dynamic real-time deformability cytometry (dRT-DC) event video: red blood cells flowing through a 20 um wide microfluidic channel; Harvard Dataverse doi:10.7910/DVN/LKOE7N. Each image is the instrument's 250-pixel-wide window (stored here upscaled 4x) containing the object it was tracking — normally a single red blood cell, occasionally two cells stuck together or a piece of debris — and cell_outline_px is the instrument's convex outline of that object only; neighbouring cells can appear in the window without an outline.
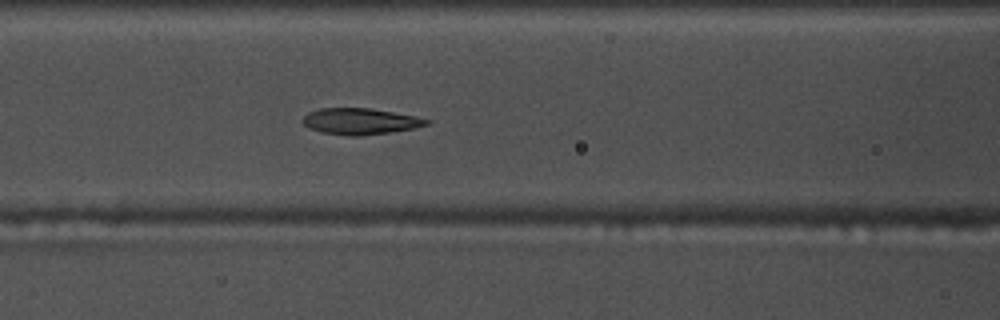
{"species": "common noctule bat (a hibernating species)", "species_latin": "Nyctalus noctula", "temperature_condition": "warm", "stored_images_in_passage": 49, "camera_frame_rate_fps": 3000, "um_per_image_px": 0.085, "animal": {"sex": "male", "body_mass_g": 17.5, "forearm_length_mm": 52.3}, "frame": {"image": 1, "passage_image": 17, "time_ms": 5.333, "image_size_px": [1000, 320], "cell_outline_px": [[432, 124], [416, 128], [360, 136], [352, 136], [320, 132], [308, 128], [300, 120], [308, 112], [320, 108], [372, 108], [416, 116], [432, 120]], "centroid_in_image_um": [30.64, 10.31], "position_along_channel_um": 136.0, "area_um2": 19.19}}
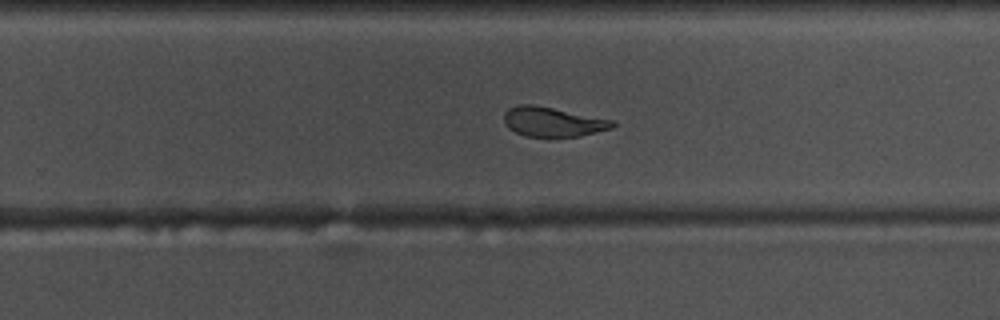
{"frame": {"image": 2, "passage_image": 29, "time_ms": 9.333, "image_size_px": [1000, 320], "cell_outline_px": [[616, 124], [612, 128], [580, 136], [548, 140], [524, 136], [508, 128], [504, 120], [504, 112], [508, 108], [520, 104], [532, 104], [616, 120]], "centroid_in_image_um": [46.99, 10.4], "position_along_channel_um": 282.8, "area_um2": 19.48}}
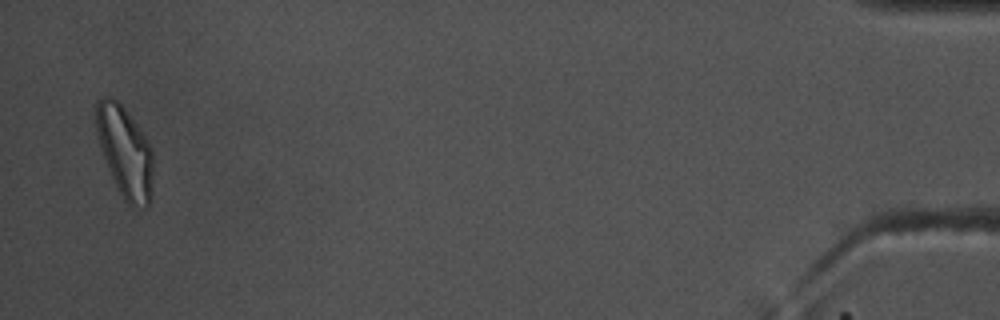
{"frame": {"image": 3, "passage_image": 48, "time_ms": 15.667, "image_size_px": [1000, 320], "cell_outline_px": [[152, 200], [148, 208], [136, 212], [124, 200], [108, 168], [96, 136], [96, 100], [100, 96], [112, 96], [124, 108], [136, 124], [152, 148]], "centroid_in_image_um": [10.63, 12.97], "position_along_channel_um": 424.6, "area_um2": 30.63}, "authors_computed_cell_mechanics": {"area_um2": 19.8832, "velocity_mm_per_s": 3.6831, "shape_relaxation_time_tau1_ms": 5.5657, "shape_relaxation_time_tau2_ms": 1.9359, "deformation_change_tau1": 0.2018, "deformation_change_tau2": 0.0714}}